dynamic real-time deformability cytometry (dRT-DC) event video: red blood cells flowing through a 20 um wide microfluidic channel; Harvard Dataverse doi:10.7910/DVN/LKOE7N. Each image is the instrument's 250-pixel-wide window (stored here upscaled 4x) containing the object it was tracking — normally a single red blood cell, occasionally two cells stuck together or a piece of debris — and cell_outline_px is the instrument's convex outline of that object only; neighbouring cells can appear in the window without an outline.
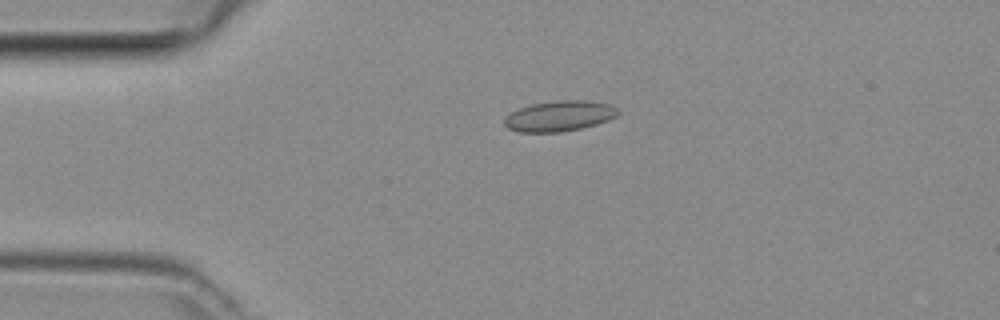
{"species": "common noctule bat (a hibernating species)", "species_latin": "Nyctalus noctula", "temperature_condition": "room temperature", "stored_images_in_passage": 32, "camera_frame_rate_fps": 3000, "um_per_image_px": 0.085, "animal": {"sex": "female", "body_mass_g": 29.2, "forearm_length_mm": 56.3}, "frame": {"image": 1, "passage_image": 1, "time_ms": 0.0, "image_size_px": [1000, 320], "cell_outline_px": [[620, 112], [616, 116], [608, 120], [596, 124], [580, 128], [560, 132], [520, 132], [508, 128], [504, 124], [504, 120], [512, 112], [520, 108], [532, 104], [556, 100], [584, 100], [608, 104], [616, 108]], "centroid_in_image_um": [47.55, 9.86], "position_along_channel_um": 37.4, "area_um2": 19.94}}
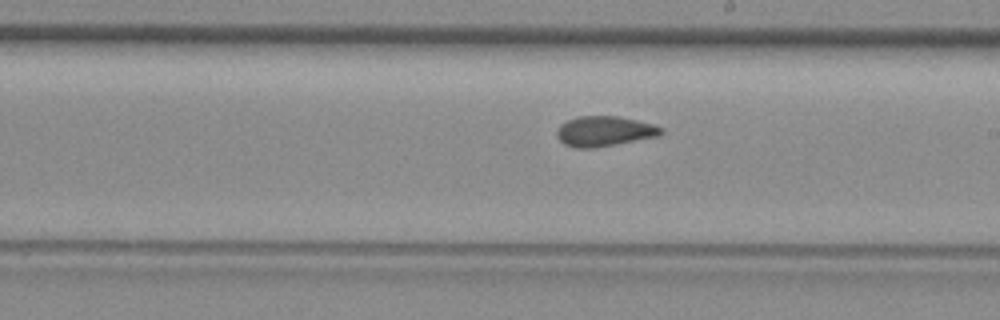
{"frame": {"image": 2, "passage_image": 17, "time_ms": 5.333, "image_size_px": [1000, 320], "cell_outline_px": [[664, 132], [660, 136], [596, 148], [576, 148], [564, 144], [556, 136], [556, 132], [560, 124], [568, 120], [580, 116], [620, 116], [652, 124], [664, 128]], "centroid_in_image_um": [51.39, 11.16], "position_along_channel_um": 237.6, "area_um2": 18.5}}
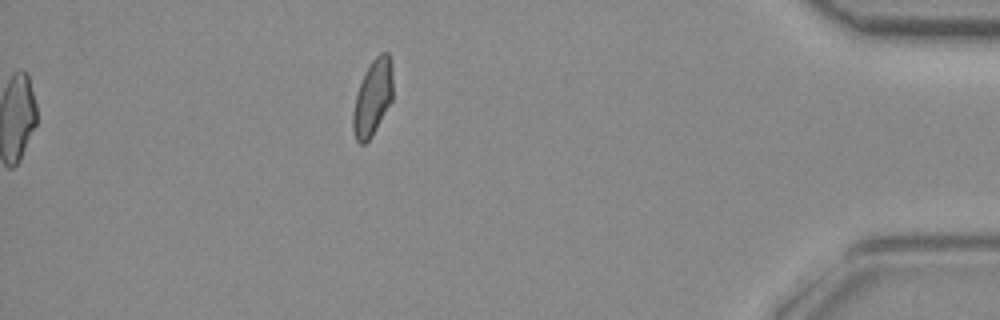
{"frame": {"image": 3, "passage_image": 32, "time_ms": 10.333, "image_size_px": [1000, 320], "cell_outline_px": [[392, 100], [372, 136], [364, 144], [360, 144], [356, 140], [352, 128], [352, 116], [356, 96], [360, 84], [372, 60], [380, 52], [388, 52], [392, 60]], "centroid_in_image_um": [31.69, 8.3], "position_along_channel_um": 403.5, "area_um2": 17.51}}